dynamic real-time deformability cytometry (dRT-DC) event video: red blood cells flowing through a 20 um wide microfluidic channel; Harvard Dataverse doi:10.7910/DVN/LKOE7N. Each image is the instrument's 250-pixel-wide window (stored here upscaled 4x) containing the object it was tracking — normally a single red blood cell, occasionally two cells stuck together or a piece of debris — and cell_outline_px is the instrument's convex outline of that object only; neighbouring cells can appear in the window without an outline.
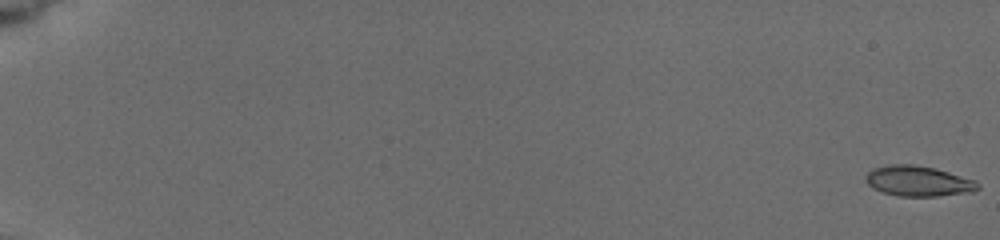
{"species": "common noctule bat (a hibernating species)", "species_latin": "Nyctalus noctula", "temperature_condition": "cold", "stored_images_in_passage": 39, "camera_frame_rate_fps": 3000, "um_per_image_px": 0.085, "animal": {"sex": "female", "body_mass_g": 19.5, "forearm_length_mm": 54.1}, "frame": {"image": 1, "passage_image": 1, "time_ms": 0.0, "image_size_px": [1000, 240], "cell_outline_px": [[980, 188], [972, 192], [936, 196], [896, 196], [880, 192], [872, 188], [864, 180], [864, 176], [872, 168], [892, 164], [912, 164], [936, 168], [976, 180], [980, 184]], "centroid_in_image_um": [78.03, 15.39], "position_along_channel_um": 7.0, "area_um2": 20.17}}
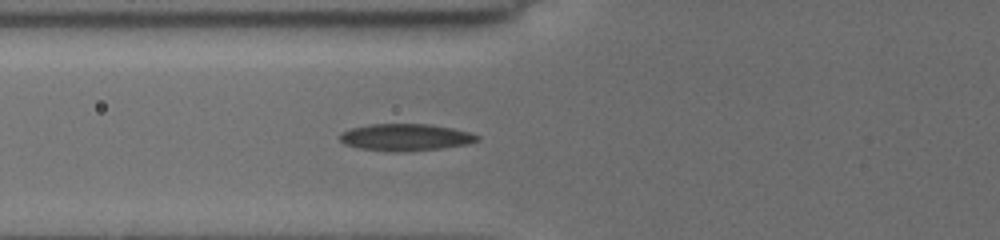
{"frame": {"image": 2, "passage_image": 30, "time_ms": 7.667, "image_size_px": [1000, 240], "cell_outline_px": [[480, 140], [468, 144], [440, 148], [404, 152], [392, 152], [360, 148], [344, 144], [340, 140], [340, 132], [348, 128], [368, 124], [428, 124], [452, 128], [472, 132], [480, 136]], "centroid_in_image_um": [34.47, 11.66], "position_along_channel_um": 91.3, "area_um2": 21.85}}
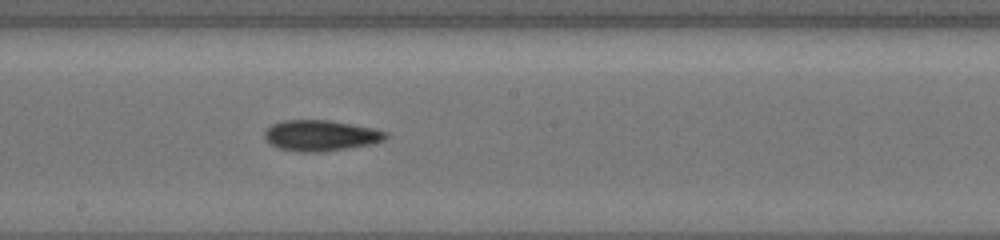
{"frame": {"image": 3, "passage_image": 39, "time_ms": 11.0, "image_size_px": [1000, 240], "cell_outline_px": [[388, 136], [384, 140], [372, 144], [320, 152], [296, 152], [280, 148], [268, 144], [264, 140], [264, 132], [272, 124], [284, 120], [328, 120], [352, 124], [372, 128], [388, 132]], "centroid_in_image_um": [27.23, 11.52], "position_along_channel_um": 221.0, "area_um2": 21.85}}